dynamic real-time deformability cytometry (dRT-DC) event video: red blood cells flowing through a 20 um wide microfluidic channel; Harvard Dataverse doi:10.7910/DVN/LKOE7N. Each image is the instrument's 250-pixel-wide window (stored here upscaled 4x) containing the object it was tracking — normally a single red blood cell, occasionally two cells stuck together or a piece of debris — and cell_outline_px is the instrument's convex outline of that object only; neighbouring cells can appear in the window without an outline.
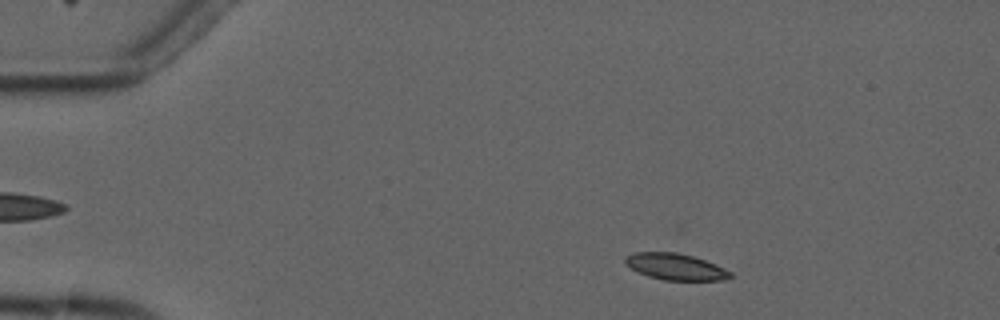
{"species": "common noctule bat (a hibernating species)", "species_latin": "Nyctalus noctula", "temperature_condition": "cold", "stored_images_in_passage": 3, "camera_frame_rate_fps": 3000, "um_per_image_px": 0.085, "animal": {"sex": "male", "forearm_length_mm": 52.5}, "frame": {"image": 1, "passage_image": 1, "time_ms": 0.0, "image_size_px": [1000, 320], "cell_outline_px": [[732, 276], [720, 280], [664, 280], [648, 276], [632, 268], [624, 260], [624, 256], [636, 252], [676, 252], [692, 256], [716, 264], [732, 272]], "centroid_in_image_um": [57.42, 22.66], "position_along_channel_um": 27.6, "area_um2": 15.95}}